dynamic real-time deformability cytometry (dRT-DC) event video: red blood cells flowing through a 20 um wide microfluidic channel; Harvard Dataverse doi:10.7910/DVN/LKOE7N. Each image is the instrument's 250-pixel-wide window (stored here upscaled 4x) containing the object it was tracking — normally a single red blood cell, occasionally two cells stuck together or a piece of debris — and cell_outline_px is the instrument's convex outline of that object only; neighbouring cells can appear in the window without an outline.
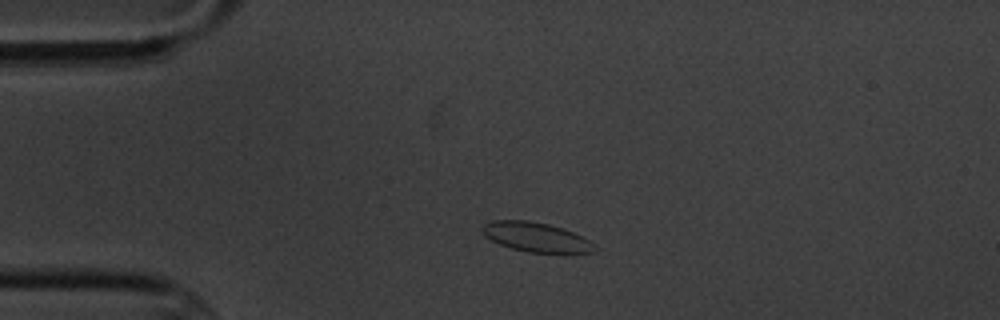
{"species": "common noctule bat (a hibernating species)", "species_latin": "Nyctalus noctula", "temperature_condition": "cold", "stored_images_in_passage": 3, "camera_frame_rate_fps": 3000, "um_per_image_px": 0.085, "animal": {"sex": "male", "body_mass_g": 20.1, "forearm_length_mm": 53.5}, "frame": {"image": 1, "passage_image": 2, "time_ms": 1.333, "image_size_px": [1000, 320], "cell_outline_px": [[596, 248], [592, 252], [528, 252], [512, 248], [500, 244], [484, 236], [480, 228], [484, 224], [492, 220], [528, 220], [548, 224], [572, 232], [596, 244]], "centroid_in_image_um": [45.5, 20.14], "position_along_channel_um": 39.5, "area_um2": 18.96}}